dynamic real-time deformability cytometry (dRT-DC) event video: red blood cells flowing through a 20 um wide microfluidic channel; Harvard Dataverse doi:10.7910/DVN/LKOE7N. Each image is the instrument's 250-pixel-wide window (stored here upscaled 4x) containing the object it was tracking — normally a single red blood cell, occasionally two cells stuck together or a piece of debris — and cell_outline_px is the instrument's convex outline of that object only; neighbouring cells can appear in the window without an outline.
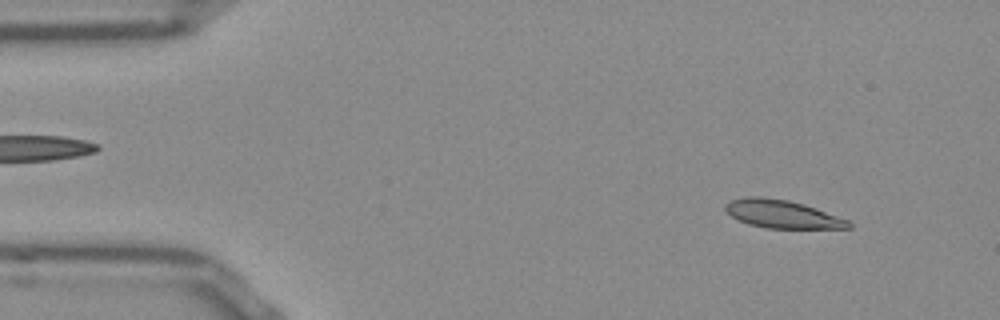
{"species": "Egyptian fruit bat (a non-hibernating species)", "species_latin": "Rousettus aegyptiacus", "temperature_condition": "room temperature", "stored_images_in_passage": 49, "camera_frame_rate_fps": 3000, "um_per_image_px": 0.085, "frame": {"image": 1, "passage_image": 2, "time_ms": 0.333, "image_size_px": [1000, 320], "cell_outline_px": [[852, 228], [768, 228], [748, 224], [732, 216], [724, 208], [724, 204], [728, 200], [748, 196], [764, 196], [788, 200], [804, 204], [816, 208], [848, 220], [852, 224]], "centroid_in_image_um": [66.46, 18.18], "position_along_channel_um": 18.5, "area_um2": 20.17}}
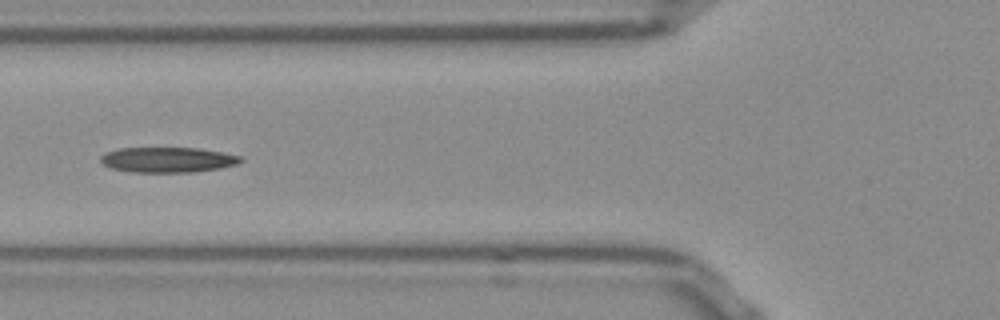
{"frame": {"image": 2, "passage_image": 16, "time_ms": 5.0, "image_size_px": [1000, 320], "cell_outline_px": [[244, 160], [236, 164], [220, 168], [192, 172], [132, 172], [112, 168], [104, 164], [100, 160], [100, 156], [104, 152], [120, 148], [196, 148], [224, 152], [240, 156]], "centroid_in_image_um": [14.25, 13.57], "position_along_channel_um": 111.6, "area_um2": 20.58}}
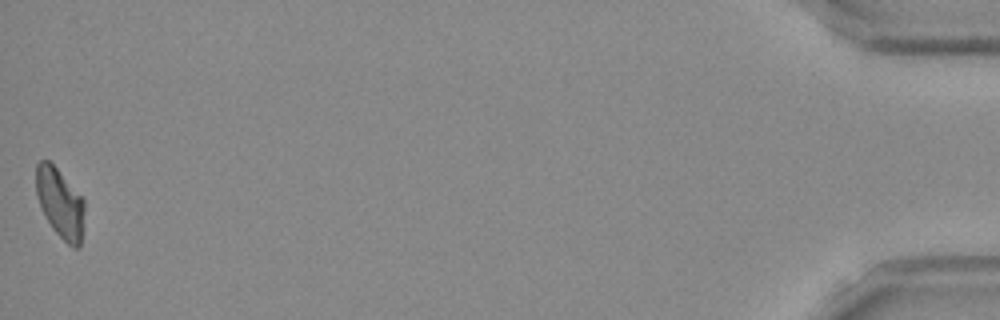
{"frame": {"image": 3, "passage_image": 49, "time_ms": 16.0, "image_size_px": [1000, 320], "cell_outline_px": [[84, 208], [80, 248], [76, 248], [68, 244], [52, 228], [36, 196], [36, 164], [40, 160], [48, 160], [56, 168], [84, 200]], "centroid_in_image_um": [5.09, 17.26], "position_along_channel_um": 430.1, "area_um2": 19.13}}